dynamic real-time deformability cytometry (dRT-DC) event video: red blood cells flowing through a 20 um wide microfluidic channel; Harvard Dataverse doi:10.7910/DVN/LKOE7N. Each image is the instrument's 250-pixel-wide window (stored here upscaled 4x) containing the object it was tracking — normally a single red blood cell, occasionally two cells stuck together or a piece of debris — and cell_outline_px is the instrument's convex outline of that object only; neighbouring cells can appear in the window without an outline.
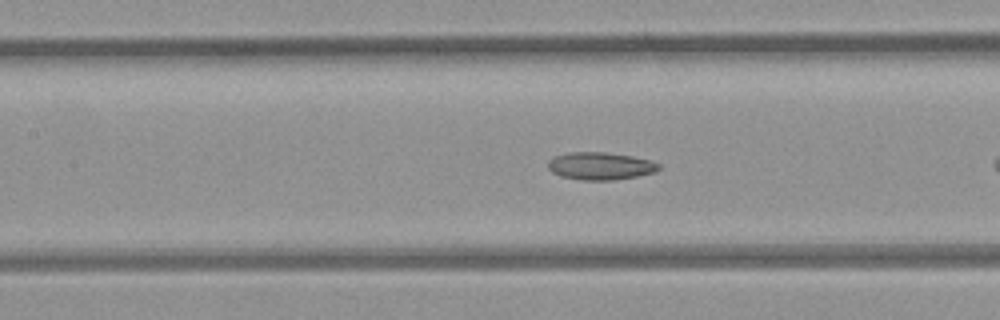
{"species": "common noctule bat (a hibernating species)", "species_latin": "Nyctalus noctula", "temperature_condition": "room temperature", "stored_images_in_passage": 10, "camera_frame_rate_fps": 3000, "um_per_image_px": 0.085, "animal": {"sex": "female", "body_mass_g": 21.9}, "frame": {"image": 1, "passage_image": 9, "time_ms": 2.667, "image_size_px": [1000, 320], "cell_outline_px": [[660, 168], [656, 172], [636, 176], [612, 180], [580, 180], [560, 176], [552, 172], [548, 168], [548, 160], [552, 156], [568, 152], [604, 152], [632, 156], [652, 160], [660, 164]], "centroid_in_image_um": [51.01, 14.1], "position_along_channel_um": 156.4, "area_um2": 17.98}}